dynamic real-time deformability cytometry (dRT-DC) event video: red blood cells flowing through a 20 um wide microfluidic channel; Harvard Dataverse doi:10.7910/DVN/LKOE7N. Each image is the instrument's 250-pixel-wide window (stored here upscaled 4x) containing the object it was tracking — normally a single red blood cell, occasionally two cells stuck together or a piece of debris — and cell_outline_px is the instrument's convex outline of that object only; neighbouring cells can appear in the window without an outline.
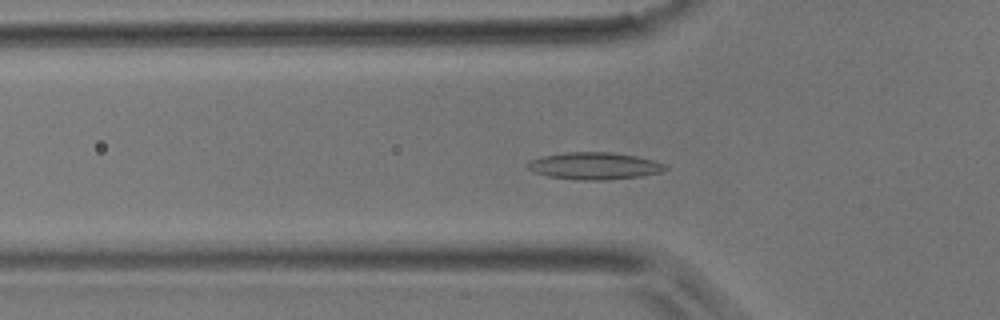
{"species": "common noctule bat (a hibernating species)", "species_latin": "Nyctalus noctula", "temperature_condition": "room temperature", "stored_images_in_passage": 45, "camera_frame_rate_fps": 3000, "um_per_image_px": 0.085, "animal": {"sex": "male", "body_mass_g": 17.9}, "frame": {"image": 1, "passage_image": 13, "time_ms": 4.0, "image_size_px": [1000, 320], "cell_outline_px": [[668, 168], [660, 172], [640, 176], [608, 180], [576, 180], [548, 176], [532, 172], [524, 164], [540, 156], [564, 152], [612, 152], [636, 156], [652, 160], [664, 164]], "centroid_in_image_um": [50.46, 14.1], "position_along_channel_um": 75.3, "area_um2": 21.85}}
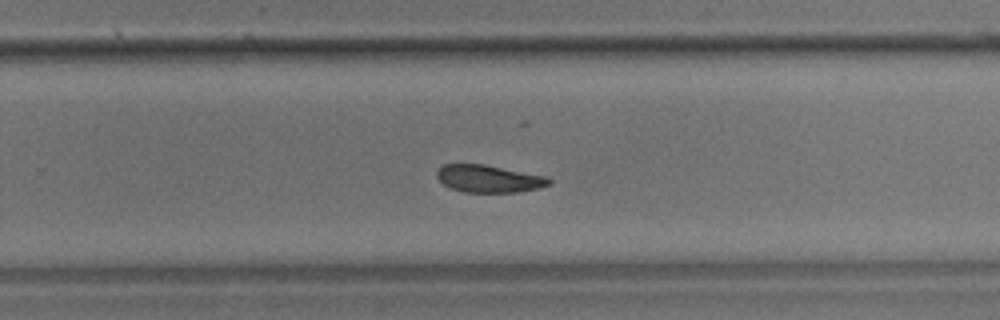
{"frame": {"image": 2, "passage_image": 28, "time_ms": 9.0, "image_size_px": [1000, 320], "cell_outline_px": [[552, 184], [540, 188], [516, 192], [464, 192], [452, 188], [444, 184], [436, 176], [436, 172], [444, 164], [484, 164], [548, 176], [552, 180]], "centroid_in_image_um": [41.61, 15.19], "position_along_channel_um": 288.2, "area_um2": 17.98}}
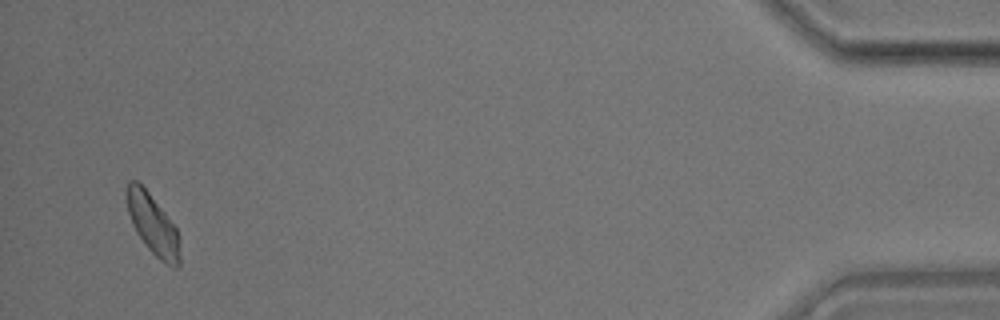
{"frame": {"image": 3, "passage_image": 43, "time_ms": 14.0, "image_size_px": [1000, 320], "cell_outline_px": [[180, 264], [176, 268], [172, 268], [160, 260], [148, 248], [136, 232], [132, 224], [128, 212], [128, 180], [136, 180], [148, 192], [164, 212], [176, 228], [180, 256]], "centroid_in_image_um": [13.0, 19.13], "position_along_channel_um": 422.2, "area_um2": 18.09}}